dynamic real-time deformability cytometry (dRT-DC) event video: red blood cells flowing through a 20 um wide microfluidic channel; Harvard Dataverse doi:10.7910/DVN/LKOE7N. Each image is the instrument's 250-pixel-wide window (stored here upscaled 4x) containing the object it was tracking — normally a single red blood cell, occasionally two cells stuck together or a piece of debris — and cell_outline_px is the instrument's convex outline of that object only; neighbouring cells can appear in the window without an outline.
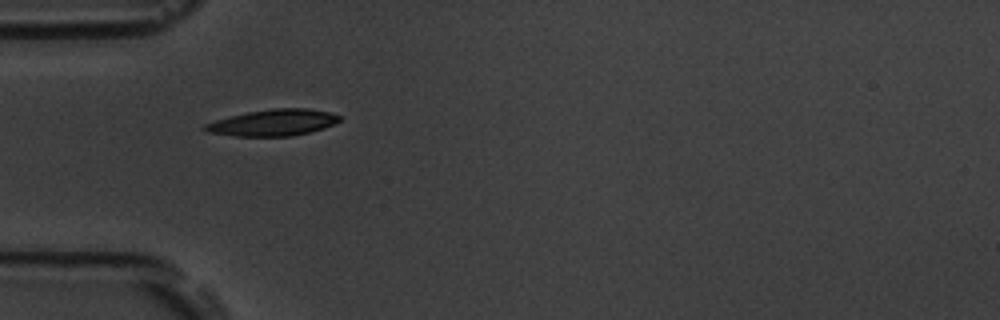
{"species": "common noctule bat (a hibernating species)", "species_latin": "Nyctalus noctula", "temperature_condition": "room temperature", "stored_images_in_passage": 26, "camera_frame_rate_fps": 3000, "um_per_image_px": 0.085, "animal": {"sex": "male", "body_mass_g": 19.5, "forearm_length_mm": 54.6}, "frame": {"image": 1, "passage_image": 1, "time_ms": 0.0, "image_size_px": [1000, 320], "cell_outline_px": [[340, 120], [324, 128], [292, 136], [236, 136], [208, 132], [200, 128], [204, 124], [216, 120], [248, 112], [272, 108], [308, 108], [328, 112], [340, 116]], "centroid_in_image_um": [23.19, 10.42], "position_along_channel_um": 61.8, "area_um2": 20.52}, "authors_computed_cell_mechanics": {"area_um2": 19.074, "velocity_mm_per_s": 3.7725, "shape_relaxation_time_tau1_ms": 1.4766, "shape_relaxation_time_tau2_ms": 2.9735, "deformation_change_tau1": 0.1089, "deformation_change_tau2": 0.0957}}